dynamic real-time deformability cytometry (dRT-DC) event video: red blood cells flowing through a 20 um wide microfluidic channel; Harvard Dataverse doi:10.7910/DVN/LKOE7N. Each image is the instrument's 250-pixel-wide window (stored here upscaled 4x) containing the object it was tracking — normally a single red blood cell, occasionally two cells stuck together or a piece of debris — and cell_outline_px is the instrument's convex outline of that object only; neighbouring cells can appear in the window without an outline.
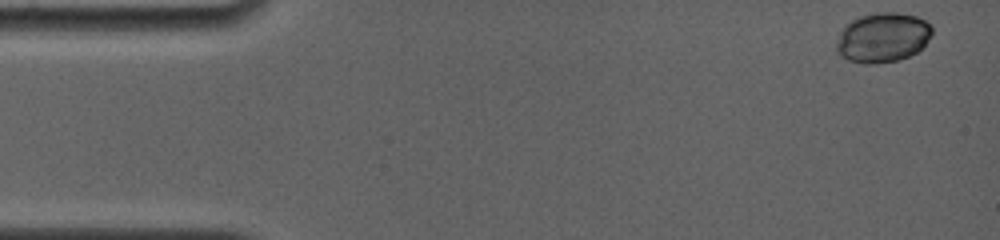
{"species": "common noctule bat (a hibernating species)", "species_latin": "Nyctalus noctula", "temperature_condition": "room temperature", "stored_images_in_passage": 4, "camera_frame_rate_fps": 4000, "um_per_image_px": 0.085, "animal": {"sex": "female", "body_mass_g": 19.0, "forearm_length_mm": 56.7}, "frame": {"image": 1, "passage_image": 1, "time_ms": 0.0, "image_size_px": [1000, 240], "cell_outline_px": [[932, 36], [916, 52], [908, 56], [896, 60], [872, 64], [868, 64], [848, 60], [840, 56], [836, 52], [836, 44], [840, 32], [844, 24], [860, 16], [876, 12], [896, 12], [916, 16], [932, 24]], "centroid_in_image_um": [75.01, 3.17], "position_along_channel_um": 10.0, "area_um2": 27.8}}